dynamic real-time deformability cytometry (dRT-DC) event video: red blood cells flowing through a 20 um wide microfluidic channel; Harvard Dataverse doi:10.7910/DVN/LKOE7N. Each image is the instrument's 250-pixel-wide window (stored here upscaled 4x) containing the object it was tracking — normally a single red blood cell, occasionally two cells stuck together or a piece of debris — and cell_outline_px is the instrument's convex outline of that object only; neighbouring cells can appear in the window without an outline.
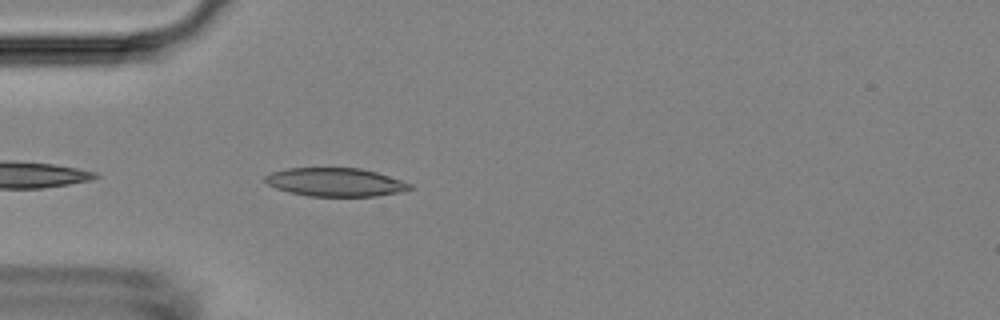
{"species": "Egyptian fruit bat (a non-hibernating species)", "species_latin": "Rousettus aegyptiacus", "temperature_condition": "room temperature", "stored_images_in_passage": 9, "camera_frame_rate_fps": 3000, "um_per_image_px": 0.085, "animal": {"sex": "female"}, "frame": {"image": 1, "passage_image": 2, "time_ms": 0.333, "image_size_px": [1000, 320], "cell_outline_px": [[412, 188], [400, 192], [376, 196], [308, 196], [288, 192], [276, 188], [268, 184], [264, 180], [264, 176], [272, 172], [288, 168], [360, 168], [376, 172], [412, 184]], "centroid_in_image_um": [28.48, 15.48], "position_along_channel_um": 56.5, "area_um2": 23.87}}
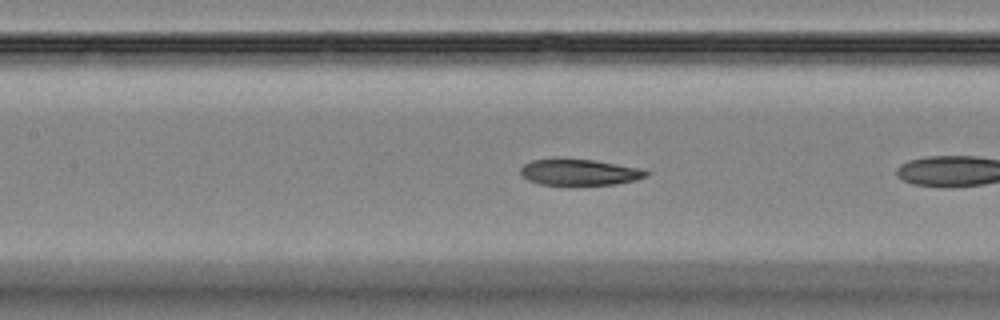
{"frame": {"image": 2, "passage_image": 8, "time_ms": 2.333, "image_size_px": [1000, 320], "cell_outline_px": [[652, 172], [648, 176], [636, 180], [616, 184], [540, 184], [528, 180], [520, 172], [520, 168], [524, 164], [532, 160], [592, 160], [640, 168]], "centroid_in_image_um": [49.31, 14.65], "position_along_channel_um": 158.1, "area_um2": 18.61}}